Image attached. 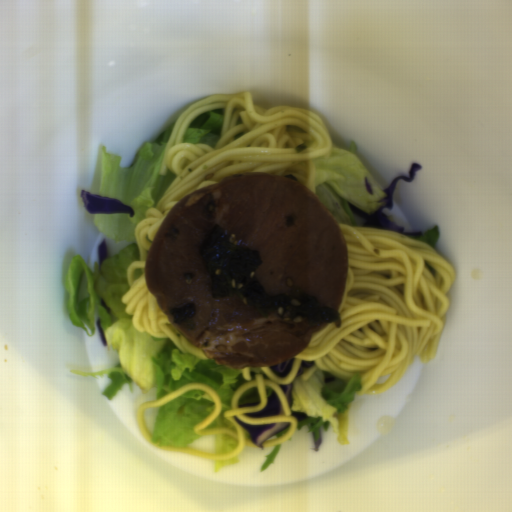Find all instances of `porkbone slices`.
Listing matches in <instances>:
<instances>
[{
    "label": "pork bone slices",
    "mask_w": 512,
    "mask_h": 512,
    "mask_svg": "<svg viewBox=\"0 0 512 512\" xmlns=\"http://www.w3.org/2000/svg\"><path fill=\"white\" fill-rule=\"evenodd\" d=\"M214 228L257 252L255 279L269 294L302 293L338 309L348 283V245L326 204L289 172L225 177L173 205L144 260L147 289L160 309L221 366L266 368L306 349L327 323L256 317L230 297H212L202 242Z\"/></svg>",
    "instance_id": "obj_1"
}]
</instances>
